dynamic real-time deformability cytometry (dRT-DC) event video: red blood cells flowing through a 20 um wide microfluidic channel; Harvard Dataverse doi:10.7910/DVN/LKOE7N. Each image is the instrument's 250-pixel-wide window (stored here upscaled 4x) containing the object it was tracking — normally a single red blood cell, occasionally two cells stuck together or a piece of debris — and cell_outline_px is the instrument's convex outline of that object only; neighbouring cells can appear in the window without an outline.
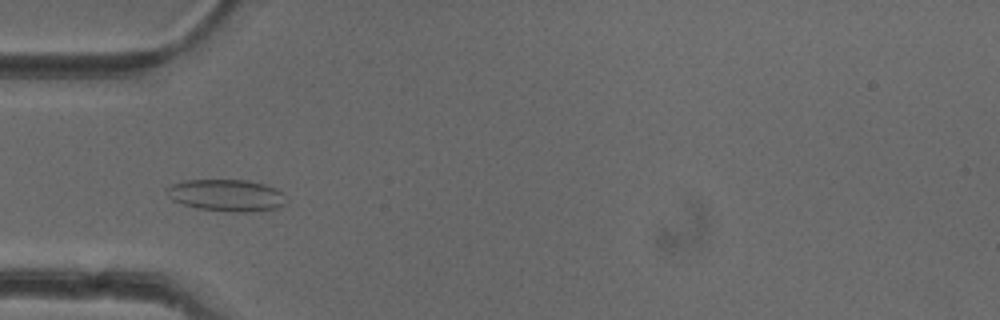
{"species": "common noctule bat (a hibernating species)", "species_latin": "Nyctalus noctula", "temperature_condition": "cold", "stored_images_in_passage": 51, "camera_frame_rate_fps": 3000, "um_per_image_px": 0.085, "animal": {"sex": "female"}, "frame": {"image": 1, "passage_image": 16, "time_ms": 5.0, "image_size_px": [1000, 320], "cell_outline_px": [[288, 200], [280, 208], [260, 212], [232, 212], [196, 208], [172, 200], [168, 196], [168, 188], [172, 184], [184, 180], [248, 180], [264, 184], [276, 188]], "centroid_in_image_um": [19.31, 16.62], "position_along_channel_um": 65.7, "area_um2": 22.37}}
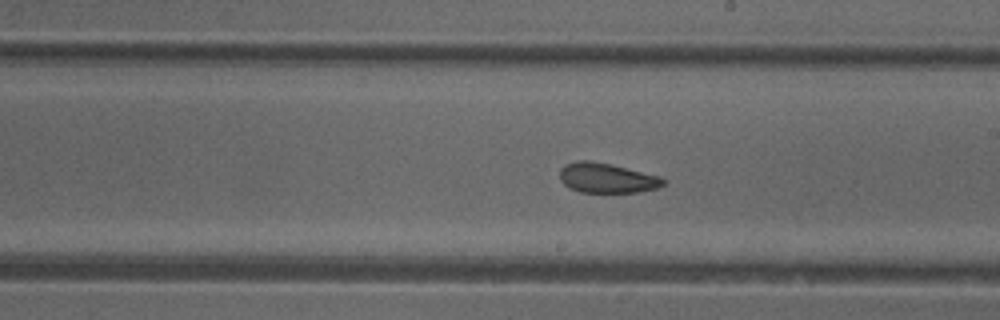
{"frame": {"image": 2, "passage_image": 29, "time_ms": 9.333, "image_size_px": [1000, 320], "cell_outline_px": [[664, 184], [656, 188], [640, 192], [580, 192], [564, 184], [560, 180], [560, 168], [564, 164], [576, 160], [588, 160], [608, 164], [660, 176], [664, 180]], "centroid_in_image_um": [51.54, 15.12], "position_along_channel_um": 237.5, "area_um2": 17.8}}
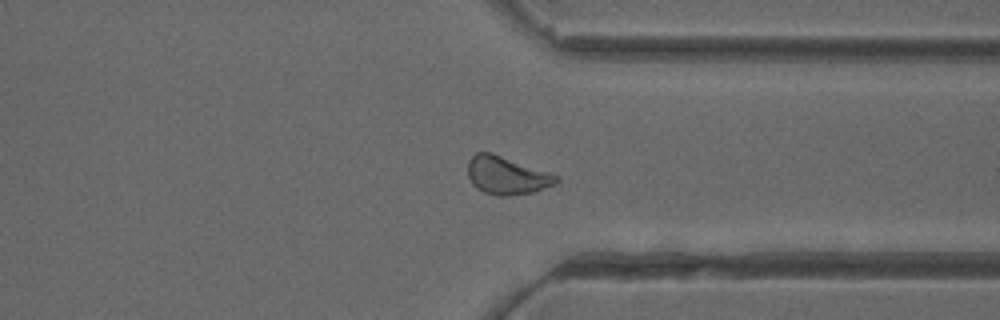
{"frame": {"image": 3, "passage_image": 39, "time_ms": 12.667, "image_size_px": [1000, 320], "cell_outline_px": [[560, 180], [556, 184], [532, 192], [508, 196], [500, 196], [484, 192], [476, 188], [472, 184], [468, 176], [468, 160], [476, 152], [488, 152], [552, 172], [560, 176]], "centroid_in_image_um": [43.1, 14.92], "position_along_channel_um": 368.3, "area_um2": 19.65}, "authors_computed_cell_mechanics": {"area_um2": 19.7098, "velocity_mm_per_s": 3.9618, "shape_relaxation_time_tau1_ms": 8.7106, "shape_relaxation_time_tau2_ms": 3.7625, "deformation_change_tau1": 0.097, "deformation_change_tau2": 0.0787}}